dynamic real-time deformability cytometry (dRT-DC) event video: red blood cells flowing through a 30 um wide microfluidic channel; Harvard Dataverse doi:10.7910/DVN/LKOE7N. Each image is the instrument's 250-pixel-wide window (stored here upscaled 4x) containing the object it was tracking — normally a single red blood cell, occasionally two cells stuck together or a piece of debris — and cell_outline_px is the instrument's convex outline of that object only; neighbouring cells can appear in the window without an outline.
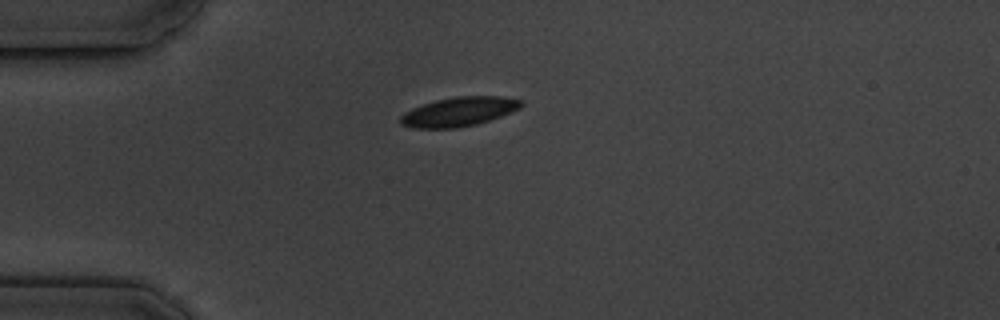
{"species": "common noctule bat (a hibernating species)", "species_latin": "Nyctalus noctula", "temperature_condition": "cold", "stored_images_in_passage": 8, "camera_frame_rate_fps": 3000, "um_per_image_px": 0.085, "animal": {"sex": "male", "body_mass_g": 19.5, "forearm_length_mm": 54.6}, "frame": {"image": 1, "passage_image": 1, "time_ms": 0.0, "image_size_px": [1000, 320], "cell_outline_px": [[524, 104], [520, 108], [512, 112], [476, 124], [456, 128], [416, 128], [400, 124], [400, 116], [404, 112], [412, 108], [436, 100], [456, 96], [504, 96], [524, 100]], "centroid_in_image_um": [39.04, 9.48], "position_along_channel_um": 46.0, "area_um2": 20.58}}
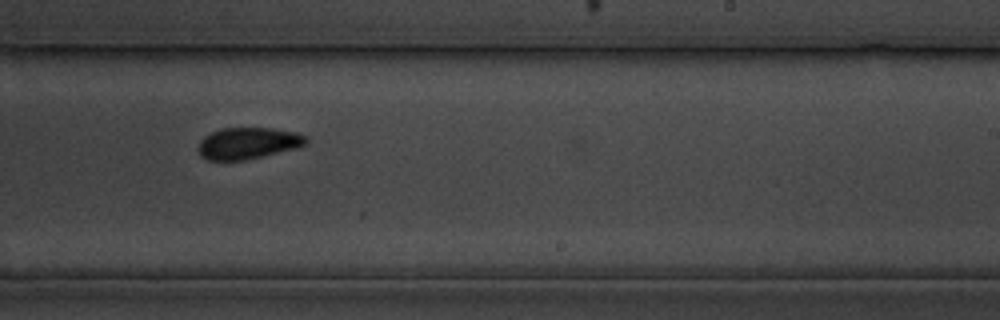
{"frame": {"image": 2, "passage_image": 7, "time_ms": 7.0, "image_size_px": [1000, 320], "cell_outline_px": [[308, 140], [304, 144], [296, 148], [244, 160], [208, 160], [200, 156], [196, 148], [200, 140], [204, 136], [220, 128], [272, 128], [296, 132], [304, 136]], "centroid_in_image_um": [21.01, 12.17], "position_along_channel_um": 268.0, "area_um2": 19.77}}